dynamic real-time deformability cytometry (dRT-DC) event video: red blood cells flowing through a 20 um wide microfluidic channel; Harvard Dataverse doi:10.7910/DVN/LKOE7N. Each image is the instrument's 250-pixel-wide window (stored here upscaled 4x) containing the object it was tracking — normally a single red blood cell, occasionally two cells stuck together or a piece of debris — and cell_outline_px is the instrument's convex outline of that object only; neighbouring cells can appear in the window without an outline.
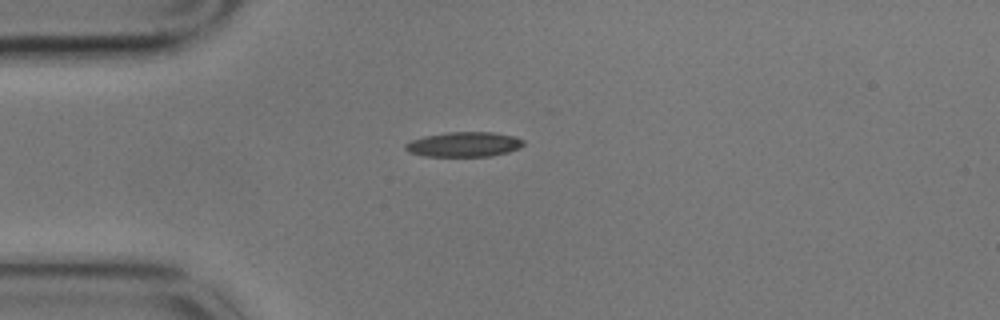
{"species": "common noctule bat (a hibernating species)", "species_latin": "Nyctalus noctula", "temperature_condition": "cold", "stored_images_in_passage": 3, "camera_frame_rate_fps": 3000, "um_per_image_px": 0.085, "animal": {"sex": "male", "body_mass_g": 17.9}, "frame": {"image": 1, "passage_image": 1, "time_ms": 0.0, "image_size_px": [1000, 320], "cell_outline_px": [[524, 144], [520, 148], [508, 152], [492, 156], [424, 156], [408, 152], [404, 148], [404, 144], [412, 140], [424, 136], [448, 132], [492, 132], [512, 136], [524, 140]], "centroid_in_image_um": [39.43, 12.27], "position_along_channel_um": 45.6, "area_um2": 17.11}}